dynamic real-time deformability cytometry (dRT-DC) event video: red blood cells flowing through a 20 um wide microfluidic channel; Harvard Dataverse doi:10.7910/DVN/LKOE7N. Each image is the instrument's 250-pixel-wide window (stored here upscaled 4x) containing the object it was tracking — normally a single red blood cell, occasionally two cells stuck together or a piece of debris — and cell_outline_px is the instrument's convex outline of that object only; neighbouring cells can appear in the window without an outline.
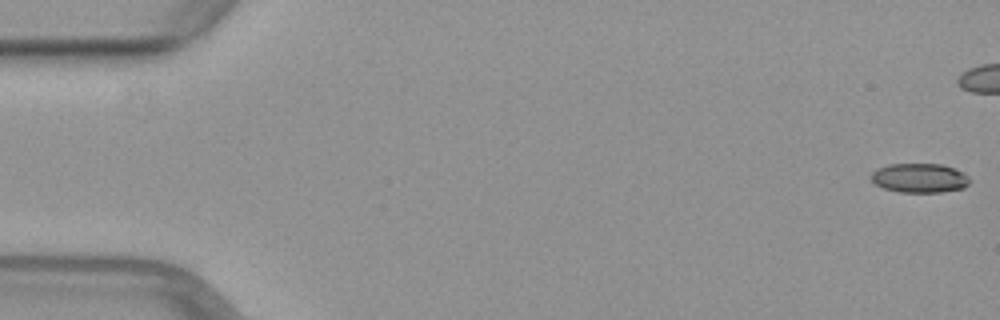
{"species": "common noctule bat (a hibernating species)", "species_latin": "Nyctalus noctula", "temperature_condition": "warm", "stored_images_in_passage": 41, "camera_frame_rate_fps": 3000, "um_per_image_px": 0.085, "animal": {"sex": "female", "body_mass_g": 29.2, "forearm_length_mm": 56.3}, "frame": {"image": 1, "passage_image": 1, "time_ms": 0.0, "image_size_px": [1000, 320], "cell_outline_px": [[972, 180], [964, 188], [940, 192], [900, 192], [884, 188], [872, 184], [872, 172], [876, 168], [888, 164], [940, 164], [964, 172]], "centroid_in_image_um": [78.16, 15.13], "position_along_channel_um": 6.8, "area_um2": 16.94}}
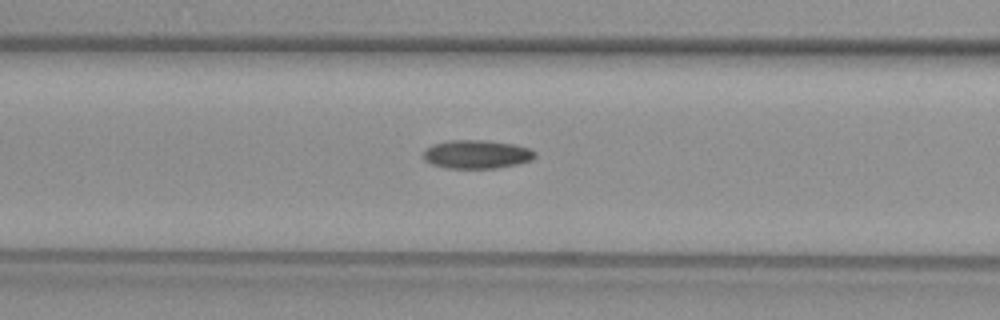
{"frame": {"image": 2, "passage_image": 21, "time_ms": 6.667, "image_size_px": [1000, 320], "cell_outline_px": [[536, 156], [532, 160], [516, 164], [496, 168], [444, 168], [432, 164], [424, 160], [424, 152], [432, 144], [448, 140], [484, 140], [512, 144], [528, 148], [536, 152]], "centroid_in_image_um": [40.51, 13.12], "position_along_channel_um": 126.1, "area_um2": 18.5}}
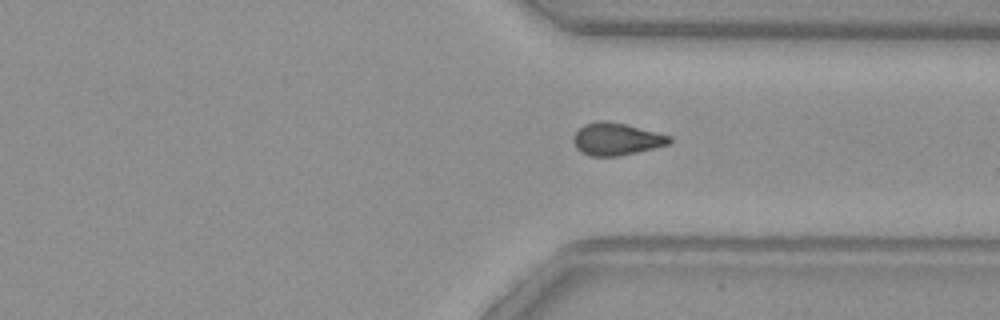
{"frame": {"image": 3, "passage_image": 38, "time_ms": 12.333, "image_size_px": [1000, 320], "cell_outline_px": [[672, 140], [668, 144], [620, 156], [588, 156], [580, 152], [576, 148], [572, 140], [572, 136], [584, 124], [604, 120], [624, 124], [672, 136]], "centroid_in_image_um": [52.35, 11.83], "position_along_channel_um": 359.1, "area_um2": 17.98}}